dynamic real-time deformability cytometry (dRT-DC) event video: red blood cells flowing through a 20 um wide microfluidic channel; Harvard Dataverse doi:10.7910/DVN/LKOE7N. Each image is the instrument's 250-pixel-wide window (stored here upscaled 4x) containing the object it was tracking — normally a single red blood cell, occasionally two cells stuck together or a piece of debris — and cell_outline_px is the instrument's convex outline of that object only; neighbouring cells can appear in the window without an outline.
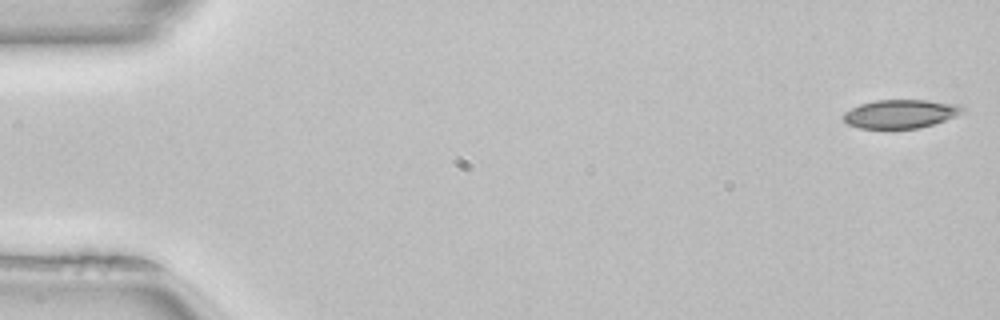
{"species": "common noctule bat (a hibernating species)", "species_latin": "Nyctalus noctula", "temperature_condition": "room temperature", "stored_images_in_passage": 47, "camera_frame_rate_fps": 3000, "um_per_image_px": 0.085, "animal": {"sex": "female", "body_mass_g": 22.7, "forearm_length_mm": 54.2}, "frame": {"image": 1, "passage_image": 1, "time_ms": 0.0, "image_size_px": [1000, 320], "cell_outline_px": [[964, 112], [944, 120], [920, 128], [860, 128], [848, 124], [840, 116], [844, 112], [860, 104], [876, 100], [924, 100], [956, 104], [964, 108]], "centroid_in_image_um": [76.5, 9.67], "position_along_channel_um": 8.5, "area_um2": 19.65}}
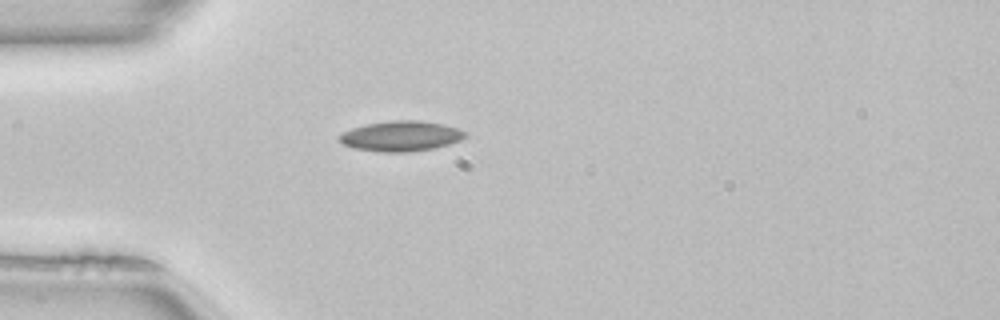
{"frame": {"image": 2, "passage_image": 14, "time_ms": 4.333, "image_size_px": [1000, 320], "cell_outline_px": [[468, 136], [460, 140], [448, 144], [432, 148], [408, 152], [380, 152], [352, 148], [344, 144], [340, 140], [340, 132], [352, 128], [368, 124], [392, 120], [420, 120], [444, 124], [468, 132]], "centroid_in_image_um": [34.09, 11.56], "position_along_channel_um": 50.9, "area_um2": 22.2}}
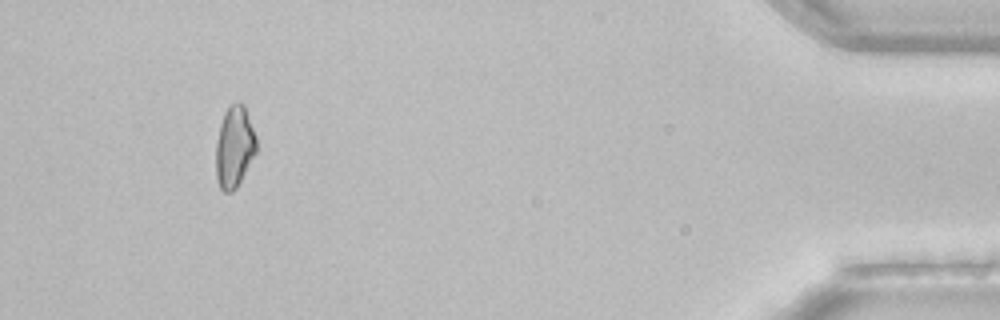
{"frame": {"image": 3, "passage_image": 47, "time_ms": 15.333, "image_size_px": [1000, 320], "cell_outline_px": [[256, 152], [236, 188], [232, 192], [224, 192], [220, 188], [216, 176], [216, 140], [220, 124], [224, 112], [232, 104], [244, 104], [256, 136]], "centroid_in_image_um": [19.91, 12.5], "position_along_channel_um": 415.3, "area_um2": 19.02}, "authors_computed_cell_mechanics": {"area_um2": 19.941, "velocity_mm_per_s": 4.0426, "shape_relaxation_time_tau1_ms": null, "shape_relaxation_time_tau2_ms": 7.1081, "deformation_change_tau1": null, "deformation_change_tau2": 0.139}}